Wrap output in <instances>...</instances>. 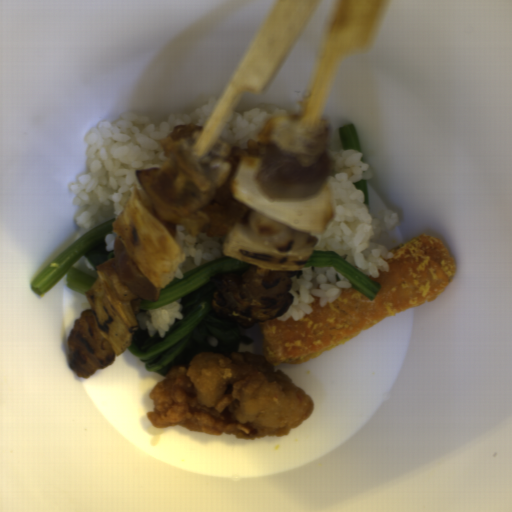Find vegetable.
I'll return each mask as SVG.
<instances>
[{"instance_id":"3","label":"vegetable","mask_w":512,"mask_h":512,"mask_svg":"<svg viewBox=\"0 0 512 512\" xmlns=\"http://www.w3.org/2000/svg\"><path fill=\"white\" fill-rule=\"evenodd\" d=\"M85 294L99 331L113 347L115 356L122 355L138 329L131 302H123L115 296L109 277L100 270Z\"/></svg>"},{"instance_id":"1","label":"vegetable","mask_w":512,"mask_h":512,"mask_svg":"<svg viewBox=\"0 0 512 512\" xmlns=\"http://www.w3.org/2000/svg\"><path fill=\"white\" fill-rule=\"evenodd\" d=\"M176 224L161 219L152 205L144 204L133 187L124 210L112 230L138 272L161 292L174 279V271L186 259L176 243Z\"/></svg>"},{"instance_id":"4","label":"vegetable","mask_w":512,"mask_h":512,"mask_svg":"<svg viewBox=\"0 0 512 512\" xmlns=\"http://www.w3.org/2000/svg\"><path fill=\"white\" fill-rule=\"evenodd\" d=\"M318 240L309 237L307 243L293 253H283L255 236L249 226L237 223L222 240V252L235 260L265 270H301Z\"/></svg>"},{"instance_id":"2","label":"vegetable","mask_w":512,"mask_h":512,"mask_svg":"<svg viewBox=\"0 0 512 512\" xmlns=\"http://www.w3.org/2000/svg\"><path fill=\"white\" fill-rule=\"evenodd\" d=\"M261 159L244 155L231 177V195L253 213L268 217L290 229L307 234L323 233L330 217L335 216L327 182L314 195L302 198H271L257 184Z\"/></svg>"}]
</instances>
